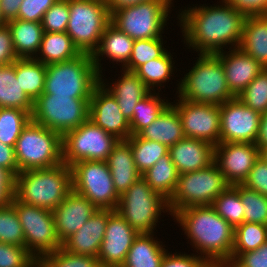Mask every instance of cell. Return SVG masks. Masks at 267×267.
I'll return each instance as SVG.
<instances>
[{"mask_svg":"<svg viewBox=\"0 0 267 267\" xmlns=\"http://www.w3.org/2000/svg\"><path fill=\"white\" fill-rule=\"evenodd\" d=\"M220 4L190 6L180 11L177 18L188 49L215 54L228 45L230 49L239 48L246 15L228 2L221 0Z\"/></svg>","mask_w":267,"mask_h":267,"instance_id":"1","label":"cell"},{"mask_svg":"<svg viewBox=\"0 0 267 267\" xmlns=\"http://www.w3.org/2000/svg\"><path fill=\"white\" fill-rule=\"evenodd\" d=\"M173 217L191 240L192 248L194 246L210 266L228 267L231 264L235 228L211 205L187 207Z\"/></svg>","mask_w":267,"mask_h":267,"instance_id":"2","label":"cell"},{"mask_svg":"<svg viewBox=\"0 0 267 267\" xmlns=\"http://www.w3.org/2000/svg\"><path fill=\"white\" fill-rule=\"evenodd\" d=\"M72 190L71 167L65 163L46 169L20 171L15 176L14 197L28 205L53 211Z\"/></svg>","mask_w":267,"mask_h":267,"instance_id":"3","label":"cell"},{"mask_svg":"<svg viewBox=\"0 0 267 267\" xmlns=\"http://www.w3.org/2000/svg\"><path fill=\"white\" fill-rule=\"evenodd\" d=\"M192 69L177 84L178 98L222 105L235 96L229 90L221 60L215 54H198Z\"/></svg>","mask_w":267,"mask_h":267,"instance_id":"4","label":"cell"},{"mask_svg":"<svg viewBox=\"0 0 267 267\" xmlns=\"http://www.w3.org/2000/svg\"><path fill=\"white\" fill-rule=\"evenodd\" d=\"M99 83L100 75L92 56L81 53L72 60L46 66L45 88L42 94L91 98L93 89Z\"/></svg>","mask_w":267,"mask_h":267,"instance_id":"5","label":"cell"},{"mask_svg":"<svg viewBox=\"0 0 267 267\" xmlns=\"http://www.w3.org/2000/svg\"><path fill=\"white\" fill-rule=\"evenodd\" d=\"M62 135L32 120L22 130L14 150L18 170L46 169L63 163Z\"/></svg>","mask_w":267,"mask_h":267,"instance_id":"6","label":"cell"},{"mask_svg":"<svg viewBox=\"0 0 267 267\" xmlns=\"http://www.w3.org/2000/svg\"><path fill=\"white\" fill-rule=\"evenodd\" d=\"M230 186L215 162L198 171L179 174L176 190L168 201L170 215L191 206L212 205Z\"/></svg>","mask_w":267,"mask_h":267,"instance_id":"7","label":"cell"},{"mask_svg":"<svg viewBox=\"0 0 267 267\" xmlns=\"http://www.w3.org/2000/svg\"><path fill=\"white\" fill-rule=\"evenodd\" d=\"M116 211L138 233H155L161 213L170 214L168 200L156 193L142 176L120 195Z\"/></svg>","mask_w":267,"mask_h":267,"instance_id":"8","label":"cell"},{"mask_svg":"<svg viewBox=\"0 0 267 267\" xmlns=\"http://www.w3.org/2000/svg\"><path fill=\"white\" fill-rule=\"evenodd\" d=\"M110 21L111 15L107 2L69 0V21L66 33L80 53L93 54Z\"/></svg>","mask_w":267,"mask_h":267,"instance_id":"9","label":"cell"},{"mask_svg":"<svg viewBox=\"0 0 267 267\" xmlns=\"http://www.w3.org/2000/svg\"><path fill=\"white\" fill-rule=\"evenodd\" d=\"M172 4V0H150L113 12L110 22L133 40L160 38Z\"/></svg>","mask_w":267,"mask_h":267,"instance_id":"10","label":"cell"},{"mask_svg":"<svg viewBox=\"0 0 267 267\" xmlns=\"http://www.w3.org/2000/svg\"><path fill=\"white\" fill-rule=\"evenodd\" d=\"M90 99L42 94L34 101L32 121L63 136L89 119Z\"/></svg>","mask_w":267,"mask_h":267,"instance_id":"11","label":"cell"},{"mask_svg":"<svg viewBox=\"0 0 267 267\" xmlns=\"http://www.w3.org/2000/svg\"><path fill=\"white\" fill-rule=\"evenodd\" d=\"M11 204L19 216L25 247L37 261L62 247L57 236L53 211L24 204L14 196Z\"/></svg>","mask_w":267,"mask_h":267,"instance_id":"12","label":"cell"},{"mask_svg":"<svg viewBox=\"0 0 267 267\" xmlns=\"http://www.w3.org/2000/svg\"><path fill=\"white\" fill-rule=\"evenodd\" d=\"M71 171L74 191L100 210H116L120 196L106 161L82 160L73 164Z\"/></svg>","mask_w":267,"mask_h":267,"instance_id":"13","label":"cell"},{"mask_svg":"<svg viewBox=\"0 0 267 267\" xmlns=\"http://www.w3.org/2000/svg\"><path fill=\"white\" fill-rule=\"evenodd\" d=\"M118 141L88 119L62 136L63 163L71 167L82 160L107 161Z\"/></svg>","mask_w":267,"mask_h":267,"instance_id":"14","label":"cell"},{"mask_svg":"<svg viewBox=\"0 0 267 267\" xmlns=\"http://www.w3.org/2000/svg\"><path fill=\"white\" fill-rule=\"evenodd\" d=\"M171 105L179 113L185 138L206 141L214 146L220 143V105L195 103L182 98Z\"/></svg>","mask_w":267,"mask_h":267,"instance_id":"15","label":"cell"},{"mask_svg":"<svg viewBox=\"0 0 267 267\" xmlns=\"http://www.w3.org/2000/svg\"><path fill=\"white\" fill-rule=\"evenodd\" d=\"M220 143H255L261 114L238 98L220 105Z\"/></svg>","mask_w":267,"mask_h":267,"instance_id":"16","label":"cell"},{"mask_svg":"<svg viewBox=\"0 0 267 267\" xmlns=\"http://www.w3.org/2000/svg\"><path fill=\"white\" fill-rule=\"evenodd\" d=\"M259 156L255 143H219L214 147V162L231 185L243 184Z\"/></svg>","mask_w":267,"mask_h":267,"instance_id":"17","label":"cell"},{"mask_svg":"<svg viewBox=\"0 0 267 267\" xmlns=\"http://www.w3.org/2000/svg\"><path fill=\"white\" fill-rule=\"evenodd\" d=\"M139 233L114 210L108 217L105 236L97 256L101 267H121Z\"/></svg>","mask_w":267,"mask_h":267,"instance_id":"18","label":"cell"},{"mask_svg":"<svg viewBox=\"0 0 267 267\" xmlns=\"http://www.w3.org/2000/svg\"><path fill=\"white\" fill-rule=\"evenodd\" d=\"M89 119L119 140L131 136L129 121L125 119L115 97L101 83L92 92Z\"/></svg>","mask_w":267,"mask_h":267,"instance_id":"19","label":"cell"},{"mask_svg":"<svg viewBox=\"0 0 267 267\" xmlns=\"http://www.w3.org/2000/svg\"><path fill=\"white\" fill-rule=\"evenodd\" d=\"M97 210L86 197L72 189L53 210L56 232L61 244L78 231Z\"/></svg>","mask_w":267,"mask_h":267,"instance_id":"20","label":"cell"},{"mask_svg":"<svg viewBox=\"0 0 267 267\" xmlns=\"http://www.w3.org/2000/svg\"><path fill=\"white\" fill-rule=\"evenodd\" d=\"M228 50V52L220 51L215 55L221 60L229 90L237 97L264 67L240 48Z\"/></svg>","mask_w":267,"mask_h":267,"instance_id":"21","label":"cell"},{"mask_svg":"<svg viewBox=\"0 0 267 267\" xmlns=\"http://www.w3.org/2000/svg\"><path fill=\"white\" fill-rule=\"evenodd\" d=\"M113 211L98 209L78 231L62 243V248L74 254L97 258L105 236L108 217Z\"/></svg>","mask_w":267,"mask_h":267,"instance_id":"22","label":"cell"},{"mask_svg":"<svg viewBox=\"0 0 267 267\" xmlns=\"http://www.w3.org/2000/svg\"><path fill=\"white\" fill-rule=\"evenodd\" d=\"M214 145L209 142L183 138L169 147V155L178 174L198 171L214 162Z\"/></svg>","mask_w":267,"mask_h":267,"instance_id":"23","label":"cell"},{"mask_svg":"<svg viewBox=\"0 0 267 267\" xmlns=\"http://www.w3.org/2000/svg\"><path fill=\"white\" fill-rule=\"evenodd\" d=\"M121 72V78L118 77V79H115L117 81L110 83L111 85L109 83H107V85L105 84V79L102 78L103 75L101 74L100 83L110 94L115 97L120 111L125 119L130 122L136 104L141 99L146 97L151 90L134 72L124 69H121Z\"/></svg>","mask_w":267,"mask_h":267,"instance_id":"24","label":"cell"},{"mask_svg":"<svg viewBox=\"0 0 267 267\" xmlns=\"http://www.w3.org/2000/svg\"><path fill=\"white\" fill-rule=\"evenodd\" d=\"M133 44L132 38L110 22L100 38L97 49L91 55L98 74L102 73L101 60L105 56L116 64L121 63L123 68L130 59Z\"/></svg>","mask_w":267,"mask_h":267,"instance_id":"25","label":"cell"},{"mask_svg":"<svg viewBox=\"0 0 267 267\" xmlns=\"http://www.w3.org/2000/svg\"><path fill=\"white\" fill-rule=\"evenodd\" d=\"M106 162L111 172L115 191L119 196L141 177L127 140L118 141Z\"/></svg>","mask_w":267,"mask_h":267,"instance_id":"26","label":"cell"},{"mask_svg":"<svg viewBox=\"0 0 267 267\" xmlns=\"http://www.w3.org/2000/svg\"><path fill=\"white\" fill-rule=\"evenodd\" d=\"M239 48L267 68V14L246 16Z\"/></svg>","mask_w":267,"mask_h":267,"instance_id":"27","label":"cell"},{"mask_svg":"<svg viewBox=\"0 0 267 267\" xmlns=\"http://www.w3.org/2000/svg\"><path fill=\"white\" fill-rule=\"evenodd\" d=\"M138 135L146 140L164 144L168 148L185 138L179 113L171 104Z\"/></svg>","mask_w":267,"mask_h":267,"instance_id":"28","label":"cell"},{"mask_svg":"<svg viewBox=\"0 0 267 267\" xmlns=\"http://www.w3.org/2000/svg\"><path fill=\"white\" fill-rule=\"evenodd\" d=\"M153 236V233H139L135 237L125 263L121 267H161L167 251L163 247L166 246Z\"/></svg>","mask_w":267,"mask_h":267,"instance_id":"29","label":"cell"},{"mask_svg":"<svg viewBox=\"0 0 267 267\" xmlns=\"http://www.w3.org/2000/svg\"><path fill=\"white\" fill-rule=\"evenodd\" d=\"M7 25L11 31L17 57L35 58L44 35L41 22L15 19L9 21Z\"/></svg>","mask_w":267,"mask_h":267,"instance_id":"30","label":"cell"},{"mask_svg":"<svg viewBox=\"0 0 267 267\" xmlns=\"http://www.w3.org/2000/svg\"><path fill=\"white\" fill-rule=\"evenodd\" d=\"M80 54L66 32H44L39 51L34 59L48 65L72 60Z\"/></svg>","mask_w":267,"mask_h":267,"instance_id":"31","label":"cell"},{"mask_svg":"<svg viewBox=\"0 0 267 267\" xmlns=\"http://www.w3.org/2000/svg\"><path fill=\"white\" fill-rule=\"evenodd\" d=\"M0 108H17L32 115L34 102L22 90L15 75V62L0 65Z\"/></svg>","mask_w":267,"mask_h":267,"instance_id":"32","label":"cell"},{"mask_svg":"<svg viewBox=\"0 0 267 267\" xmlns=\"http://www.w3.org/2000/svg\"><path fill=\"white\" fill-rule=\"evenodd\" d=\"M178 175L176 166L168 153L141 176L156 193L169 201L176 190Z\"/></svg>","mask_w":267,"mask_h":267,"instance_id":"33","label":"cell"},{"mask_svg":"<svg viewBox=\"0 0 267 267\" xmlns=\"http://www.w3.org/2000/svg\"><path fill=\"white\" fill-rule=\"evenodd\" d=\"M46 66L34 58H18L15 61L16 78L33 102L44 92Z\"/></svg>","mask_w":267,"mask_h":267,"instance_id":"34","label":"cell"},{"mask_svg":"<svg viewBox=\"0 0 267 267\" xmlns=\"http://www.w3.org/2000/svg\"><path fill=\"white\" fill-rule=\"evenodd\" d=\"M157 93L156 91H151L136 104L132 119L129 122L131 136L137 135L141 130L149 126L171 104L168 102L169 100L160 98L159 91Z\"/></svg>","mask_w":267,"mask_h":267,"instance_id":"35","label":"cell"},{"mask_svg":"<svg viewBox=\"0 0 267 267\" xmlns=\"http://www.w3.org/2000/svg\"><path fill=\"white\" fill-rule=\"evenodd\" d=\"M173 62L171 53L166 51L161 57L152 59L139 66L134 73L151 91H155L157 87L160 91L161 85L167 82V80L169 81L170 76L174 74L173 69L176 67Z\"/></svg>","mask_w":267,"mask_h":267,"instance_id":"36","label":"cell"},{"mask_svg":"<svg viewBox=\"0 0 267 267\" xmlns=\"http://www.w3.org/2000/svg\"><path fill=\"white\" fill-rule=\"evenodd\" d=\"M267 242V225L243 222L235 227L231 263L242 253L254 251Z\"/></svg>","mask_w":267,"mask_h":267,"instance_id":"37","label":"cell"},{"mask_svg":"<svg viewBox=\"0 0 267 267\" xmlns=\"http://www.w3.org/2000/svg\"><path fill=\"white\" fill-rule=\"evenodd\" d=\"M127 141L130 143L134 163L141 175L151 168L161 157L169 153V148L166 145L146 140L138 134L130 136Z\"/></svg>","mask_w":267,"mask_h":267,"instance_id":"38","label":"cell"},{"mask_svg":"<svg viewBox=\"0 0 267 267\" xmlns=\"http://www.w3.org/2000/svg\"><path fill=\"white\" fill-rule=\"evenodd\" d=\"M31 120V114L27 111L0 108V142L14 147L20 133Z\"/></svg>","mask_w":267,"mask_h":267,"instance_id":"39","label":"cell"},{"mask_svg":"<svg viewBox=\"0 0 267 267\" xmlns=\"http://www.w3.org/2000/svg\"><path fill=\"white\" fill-rule=\"evenodd\" d=\"M211 206L234 228L244 222V205L239 191L233 185L219 194Z\"/></svg>","mask_w":267,"mask_h":267,"instance_id":"40","label":"cell"},{"mask_svg":"<svg viewBox=\"0 0 267 267\" xmlns=\"http://www.w3.org/2000/svg\"><path fill=\"white\" fill-rule=\"evenodd\" d=\"M233 186L239 191L244 205V222L267 225V196L248 189L242 184Z\"/></svg>","mask_w":267,"mask_h":267,"instance_id":"41","label":"cell"},{"mask_svg":"<svg viewBox=\"0 0 267 267\" xmlns=\"http://www.w3.org/2000/svg\"><path fill=\"white\" fill-rule=\"evenodd\" d=\"M163 40L162 37L134 40L130 59L122 69L134 72L142 64L161 57L167 51Z\"/></svg>","mask_w":267,"mask_h":267,"instance_id":"42","label":"cell"},{"mask_svg":"<svg viewBox=\"0 0 267 267\" xmlns=\"http://www.w3.org/2000/svg\"><path fill=\"white\" fill-rule=\"evenodd\" d=\"M0 242L25 246L24 232L19 216L11 203L0 207Z\"/></svg>","mask_w":267,"mask_h":267,"instance_id":"43","label":"cell"},{"mask_svg":"<svg viewBox=\"0 0 267 267\" xmlns=\"http://www.w3.org/2000/svg\"><path fill=\"white\" fill-rule=\"evenodd\" d=\"M38 267H101L98 258L88 255L74 254L62 247L43 256Z\"/></svg>","mask_w":267,"mask_h":267,"instance_id":"44","label":"cell"},{"mask_svg":"<svg viewBox=\"0 0 267 267\" xmlns=\"http://www.w3.org/2000/svg\"><path fill=\"white\" fill-rule=\"evenodd\" d=\"M247 107L259 112L267 111V68L236 97Z\"/></svg>","mask_w":267,"mask_h":267,"instance_id":"45","label":"cell"},{"mask_svg":"<svg viewBox=\"0 0 267 267\" xmlns=\"http://www.w3.org/2000/svg\"><path fill=\"white\" fill-rule=\"evenodd\" d=\"M0 267H38V261L25 246L0 242Z\"/></svg>","mask_w":267,"mask_h":267,"instance_id":"46","label":"cell"},{"mask_svg":"<svg viewBox=\"0 0 267 267\" xmlns=\"http://www.w3.org/2000/svg\"><path fill=\"white\" fill-rule=\"evenodd\" d=\"M69 21V0H57L44 14V32H66Z\"/></svg>","mask_w":267,"mask_h":267,"instance_id":"47","label":"cell"},{"mask_svg":"<svg viewBox=\"0 0 267 267\" xmlns=\"http://www.w3.org/2000/svg\"><path fill=\"white\" fill-rule=\"evenodd\" d=\"M57 0H23L17 19L31 22H42L45 12Z\"/></svg>","mask_w":267,"mask_h":267,"instance_id":"48","label":"cell"},{"mask_svg":"<svg viewBox=\"0 0 267 267\" xmlns=\"http://www.w3.org/2000/svg\"><path fill=\"white\" fill-rule=\"evenodd\" d=\"M242 185L267 196V162L262 157L259 156L254 162L247 179Z\"/></svg>","mask_w":267,"mask_h":267,"instance_id":"49","label":"cell"},{"mask_svg":"<svg viewBox=\"0 0 267 267\" xmlns=\"http://www.w3.org/2000/svg\"><path fill=\"white\" fill-rule=\"evenodd\" d=\"M161 267H210V265L198 254L168 253L166 251Z\"/></svg>","mask_w":267,"mask_h":267,"instance_id":"50","label":"cell"},{"mask_svg":"<svg viewBox=\"0 0 267 267\" xmlns=\"http://www.w3.org/2000/svg\"><path fill=\"white\" fill-rule=\"evenodd\" d=\"M228 267H267V242L254 251L240 254Z\"/></svg>","mask_w":267,"mask_h":267,"instance_id":"51","label":"cell"},{"mask_svg":"<svg viewBox=\"0 0 267 267\" xmlns=\"http://www.w3.org/2000/svg\"><path fill=\"white\" fill-rule=\"evenodd\" d=\"M18 59L8 25L0 28V65L13 64Z\"/></svg>","mask_w":267,"mask_h":267,"instance_id":"52","label":"cell"},{"mask_svg":"<svg viewBox=\"0 0 267 267\" xmlns=\"http://www.w3.org/2000/svg\"><path fill=\"white\" fill-rule=\"evenodd\" d=\"M247 15L267 14V0H223Z\"/></svg>","mask_w":267,"mask_h":267,"instance_id":"53","label":"cell"},{"mask_svg":"<svg viewBox=\"0 0 267 267\" xmlns=\"http://www.w3.org/2000/svg\"><path fill=\"white\" fill-rule=\"evenodd\" d=\"M14 184L15 177L9 171L0 168V207L11 203Z\"/></svg>","mask_w":267,"mask_h":267,"instance_id":"54","label":"cell"},{"mask_svg":"<svg viewBox=\"0 0 267 267\" xmlns=\"http://www.w3.org/2000/svg\"><path fill=\"white\" fill-rule=\"evenodd\" d=\"M0 168L9 171L14 177L19 173L14 147L1 142Z\"/></svg>","mask_w":267,"mask_h":267,"instance_id":"55","label":"cell"},{"mask_svg":"<svg viewBox=\"0 0 267 267\" xmlns=\"http://www.w3.org/2000/svg\"><path fill=\"white\" fill-rule=\"evenodd\" d=\"M22 1L23 0H0L1 12L7 22L17 19Z\"/></svg>","mask_w":267,"mask_h":267,"instance_id":"56","label":"cell"},{"mask_svg":"<svg viewBox=\"0 0 267 267\" xmlns=\"http://www.w3.org/2000/svg\"><path fill=\"white\" fill-rule=\"evenodd\" d=\"M255 144L259 148V151L267 147V111L261 114L259 131Z\"/></svg>","mask_w":267,"mask_h":267,"instance_id":"57","label":"cell"},{"mask_svg":"<svg viewBox=\"0 0 267 267\" xmlns=\"http://www.w3.org/2000/svg\"><path fill=\"white\" fill-rule=\"evenodd\" d=\"M150 0H108L107 6L110 15L120 9L144 3Z\"/></svg>","mask_w":267,"mask_h":267,"instance_id":"58","label":"cell"},{"mask_svg":"<svg viewBox=\"0 0 267 267\" xmlns=\"http://www.w3.org/2000/svg\"><path fill=\"white\" fill-rule=\"evenodd\" d=\"M7 23H8V22L5 20L3 14H2V12H1V8H0V28H1V27H4L5 25H7Z\"/></svg>","mask_w":267,"mask_h":267,"instance_id":"59","label":"cell"},{"mask_svg":"<svg viewBox=\"0 0 267 267\" xmlns=\"http://www.w3.org/2000/svg\"><path fill=\"white\" fill-rule=\"evenodd\" d=\"M260 157H262L267 162V147L260 151Z\"/></svg>","mask_w":267,"mask_h":267,"instance_id":"60","label":"cell"},{"mask_svg":"<svg viewBox=\"0 0 267 267\" xmlns=\"http://www.w3.org/2000/svg\"><path fill=\"white\" fill-rule=\"evenodd\" d=\"M210 267H226V266H210Z\"/></svg>","mask_w":267,"mask_h":267,"instance_id":"61","label":"cell"}]
</instances>
